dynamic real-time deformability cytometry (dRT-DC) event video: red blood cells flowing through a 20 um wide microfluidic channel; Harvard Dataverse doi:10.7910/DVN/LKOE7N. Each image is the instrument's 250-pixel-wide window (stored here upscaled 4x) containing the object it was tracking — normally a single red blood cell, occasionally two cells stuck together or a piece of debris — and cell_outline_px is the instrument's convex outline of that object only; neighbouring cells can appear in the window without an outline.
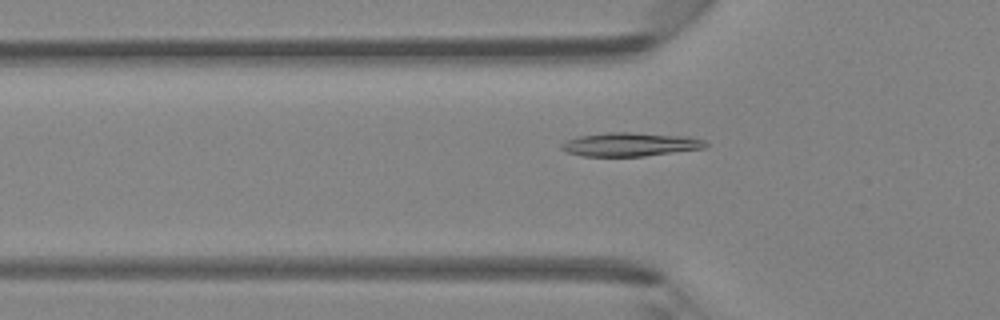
{"species": "Egyptian fruit bat (a non-hibernating species)", "species_latin": "Rousettus aegyptiacus", "temperature_condition": "room temperature", "stored_images_in_passage": 37, "camera_frame_rate_fps": 3000, "um_per_image_px": 0.085, "animal": {"sex": "female"}, "frame": {"image": 1, "passage_image": 7, "time_ms": 2.0, "image_size_px": [1000, 320], "cell_outline_px": [[708, 144], [704, 148], [644, 156], [580, 156], [568, 152], [560, 148], [560, 144], [568, 140], [580, 136], [608, 132], [628, 132], [688, 136], [704, 140]], "centroid_in_image_um": [53.56, 12.27], "position_along_channel_um": 72.2, "area_um2": 19.77}}
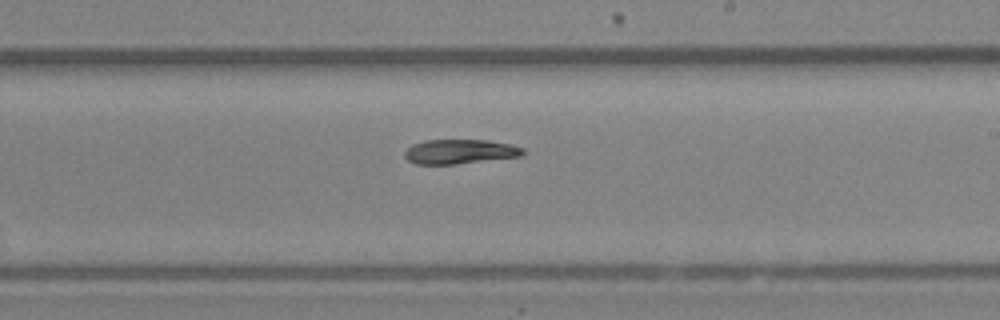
{"frame": {"image": 2, "passage_image": 19, "time_ms": 6.0, "image_size_px": [1000, 320], "cell_outline_px": [[524, 152], [520, 156], [456, 164], [416, 164], [408, 160], [404, 156], [404, 152], [412, 144], [424, 140], [484, 140], [508, 144], [524, 148]], "centroid_in_image_um": [39.04, 12.89], "position_along_channel_um": 250.0, "area_um2": 16.7}}
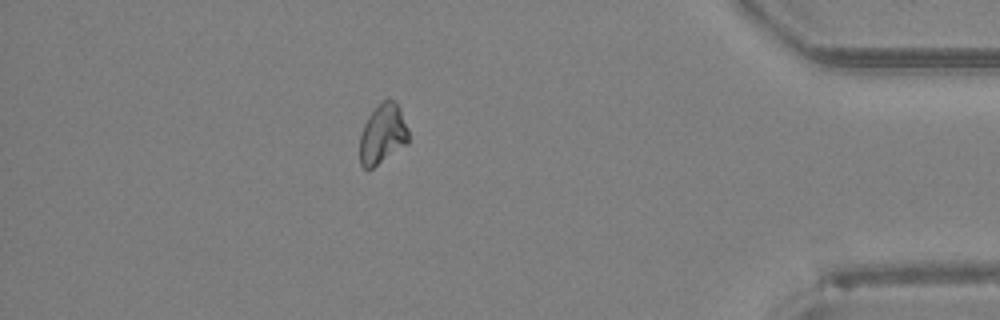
{"frame": {"image": 3, "passage_image": 32, "time_ms": 10.333, "image_size_px": [1000, 320], "cell_outline_px": [[408, 144], [372, 168], [364, 168], [360, 164], [360, 136], [364, 124], [368, 116], [388, 96], [400, 108], [408, 128]], "centroid_in_image_um": [32.54, 11.4], "position_along_channel_um": 402.7, "area_um2": 16.88}}